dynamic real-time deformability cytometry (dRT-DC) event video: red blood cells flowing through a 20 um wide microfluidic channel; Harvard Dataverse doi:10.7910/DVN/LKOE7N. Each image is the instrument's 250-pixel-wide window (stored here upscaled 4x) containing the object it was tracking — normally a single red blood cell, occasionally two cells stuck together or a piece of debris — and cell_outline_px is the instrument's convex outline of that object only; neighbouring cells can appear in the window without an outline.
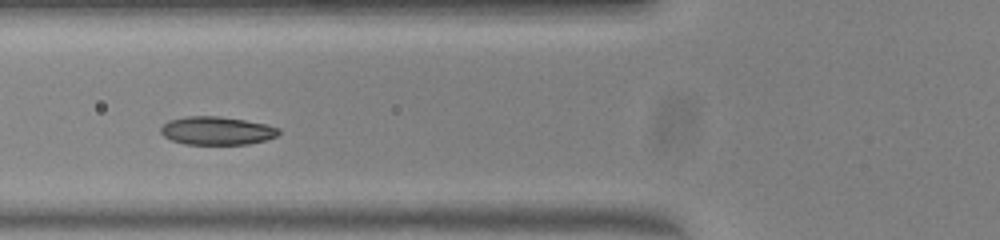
{"species": "common noctule bat (a hibernating species)", "species_latin": "Nyctalus noctula", "temperature_condition": "warm", "stored_images_in_passage": 45, "camera_frame_rate_fps": 3000, "um_per_image_px": 0.085, "animal": {"sex": "female", "body_mass_g": 23.0, "forearm_length_mm": 53.4}, "frame": {"image": 1, "passage_image": 13, "time_ms": 4.0, "image_size_px": [1000, 240], "cell_outline_px": [[280, 132], [276, 136], [264, 140], [248, 144], [184, 144], [172, 140], [164, 136], [160, 132], [160, 128], [168, 120], [184, 116], [216, 116], [244, 120], [264, 124], [280, 128]], "centroid_in_image_um": [18.39, 11.11], "position_along_channel_um": 107.4, "area_um2": 19.31}}
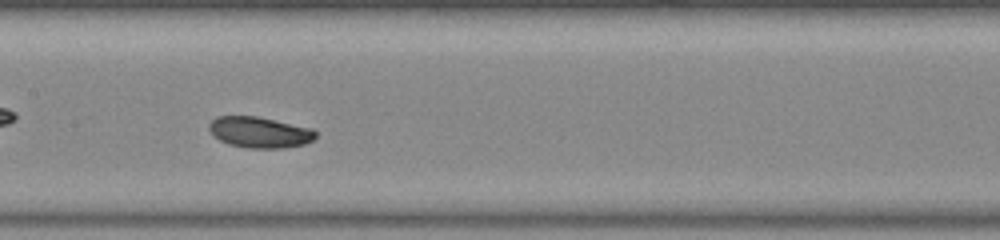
{"frame": {"image": 2, "passage_image": 19, "time_ms": 6.0, "image_size_px": [1000, 240], "cell_outline_px": [[316, 136], [312, 140], [304, 144], [284, 148], [248, 148], [228, 144], [220, 140], [208, 128], [208, 124], [216, 116], [256, 116], [312, 128], [316, 132]], "centroid_in_image_um": [22.07, 11.24], "position_along_channel_um": 185.3, "area_um2": 19.13}}
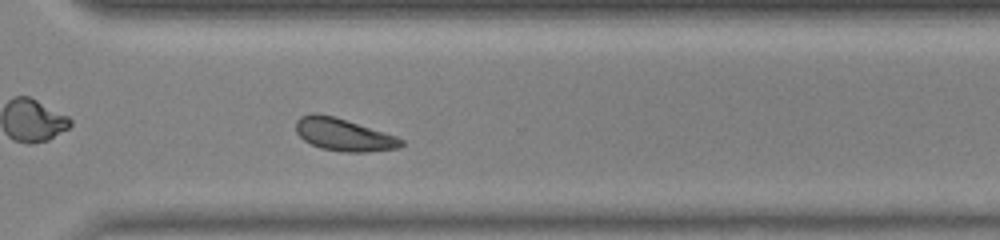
{"frame": {"image": 3, "passage_image": 31, "time_ms": 10.0, "image_size_px": [1000, 240], "cell_outline_px": [[404, 144], [400, 148], [368, 152], [344, 152], [320, 148], [304, 140], [296, 132], [296, 120], [300, 116], [312, 112], [316, 112], [336, 116], [396, 136], [404, 140]], "centroid_in_image_um": [29.2, 11.43], "position_along_channel_um": 341.4, "area_um2": 20.17}, "authors_computed_cell_mechanics": {"area_um2": 19.5364, "velocity_mm_per_s": 3.8999, "shape_relaxation_time_tau1_ms": 1.802, "shape_relaxation_time_tau2_ms": null, "deformation_change_tau1": 0.0641, "deformation_change_tau2": null}}